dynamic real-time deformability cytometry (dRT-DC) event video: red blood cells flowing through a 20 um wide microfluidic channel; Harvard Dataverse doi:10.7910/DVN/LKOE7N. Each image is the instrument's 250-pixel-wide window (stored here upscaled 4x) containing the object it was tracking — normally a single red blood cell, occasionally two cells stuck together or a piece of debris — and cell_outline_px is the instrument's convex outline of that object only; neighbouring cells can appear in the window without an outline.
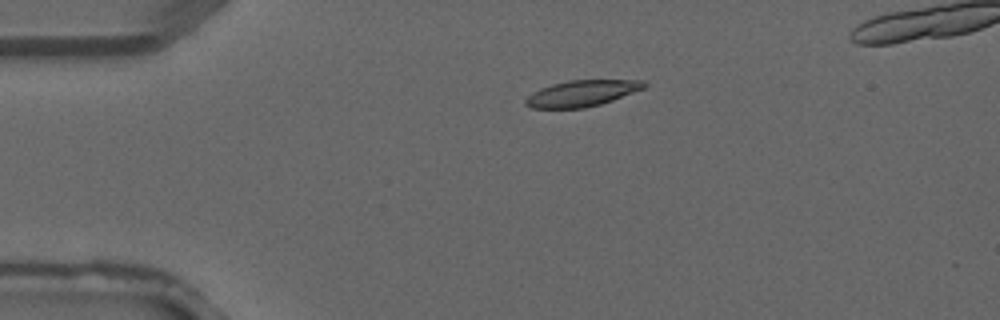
{"species": "common noctule bat (a hibernating species)", "species_latin": "Nyctalus noctula", "temperature_condition": "warm", "stored_images_in_passage": 5, "camera_frame_rate_fps": 3000, "um_per_image_px": 0.085, "animal": {"sex": "male", "forearm_length_mm": 52.5}, "frame": {"image": 1, "passage_image": 1, "time_ms": 0.0, "image_size_px": [1000, 320], "cell_outline_px": [[648, 84], [644, 88], [612, 100], [600, 104], [584, 108], [532, 108], [524, 104], [524, 100], [532, 92], [540, 88], [552, 84], [568, 80], [644, 80]], "centroid_in_image_um": [49.43, 7.93], "position_along_channel_um": 35.6, "area_um2": 18.03}}
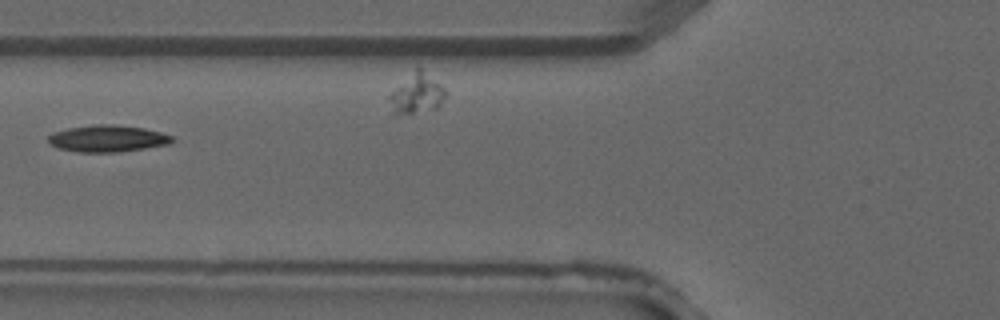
{"frame": {"image": 2, "passage_image": 3, "time_ms": 0.667, "image_size_px": [1000, 320], "cell_outline_px": [[176, 140], [168, 144], [144, 148], [116, 152], [80, 152], [60, 148], [52, 144], [48, 140], [48, 136], [56, 132], [68, 128], [96, 124], [112, 124], [144, 128], [160, 132], [172, 136]], "centroid_in_image_um": [9.18, 11.77], "position_along_channel_um": 116.6, "area_um2": 19.02}}
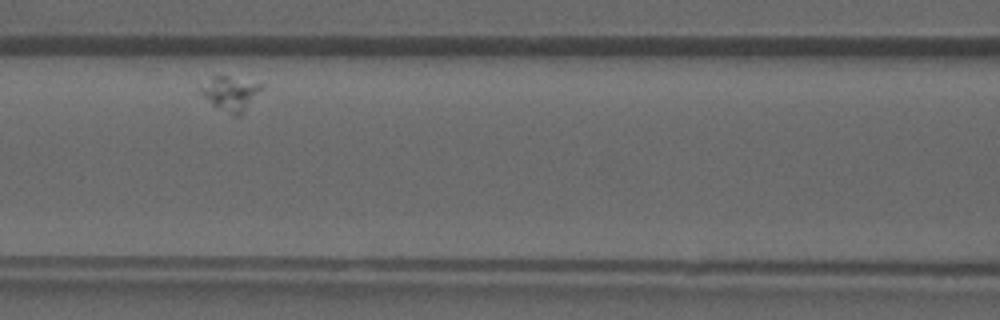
{"frame": {"image": 3, "passage_image": 4, "time_ms": 1.0, "image_size_px": [1000, 320], "cell_outline_px": [[264, 88], [240, 116], [236, 116], [212, 104], [200, 92], [200, 88], [212, 76], [228, 76], [264, 84]], "centroid_in_image_um": [19.65, 7.93], "position_along_channel_um": 147.0, "area_um2": 11.91}}